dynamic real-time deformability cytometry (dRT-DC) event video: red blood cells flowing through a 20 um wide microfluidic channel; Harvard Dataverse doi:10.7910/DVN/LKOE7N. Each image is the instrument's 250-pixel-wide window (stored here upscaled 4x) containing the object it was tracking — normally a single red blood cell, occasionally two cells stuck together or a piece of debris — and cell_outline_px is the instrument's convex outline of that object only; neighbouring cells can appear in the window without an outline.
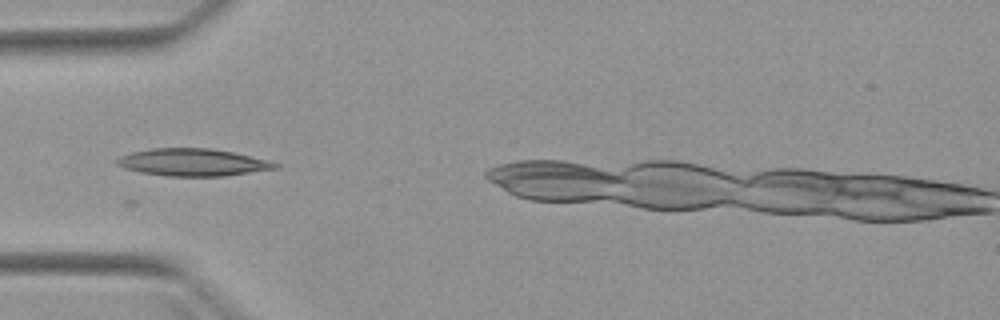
{"species": "Egyptian fruit bat (a non-hibernating species)", "species_latin": "Rousettus aegyptiacus", "temperature_condition": "warm", "stored_images_in_passage": 2, "segment_of_instrument_passage": [1, 2], "camera_frame_rate_fps": 3000, "um_per_image_px": 0.085, "animal": {"sex": "female"}, "frame": {"image": 1, "passage_image": 1, "time_ms": 0.0, "image_size_px": [1000, 320], "cell_outline_px": [[280, 168], [224, 176], [168, 176], [140, 172], [124, 168], [116, 164], [112, 160], [120, 156], [132, 152], [152, 148], [212, 148], [232, 152], [268, 160], [280, 164]], "centroid_in_image_um": [16.37, 13.8], "position_along_channel_um": 68.6, "area_um2": 25.32}}